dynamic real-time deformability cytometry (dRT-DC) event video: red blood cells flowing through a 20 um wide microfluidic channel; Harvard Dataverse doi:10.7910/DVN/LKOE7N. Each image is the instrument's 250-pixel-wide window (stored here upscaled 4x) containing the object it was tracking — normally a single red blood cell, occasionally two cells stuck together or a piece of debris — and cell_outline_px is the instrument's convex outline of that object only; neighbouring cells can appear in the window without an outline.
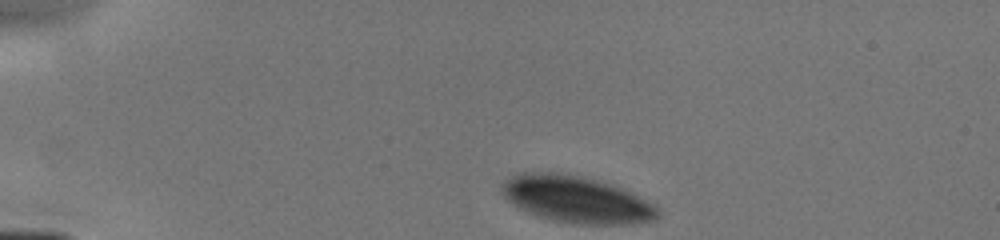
{"species": "human", "species_latin": "Homo sapiens", "temperature_condition": "cold", "stored_images_in_passage": 13, "camera_frame_rate_fps": 3000, "um_per_image_px": 0.085, "donor": {"sex": "male"}, "frame": {"image": 1, "passage_image": 1, "time_ms": 0.0, "image_size_px": [1000, 240], "cell_outline_px": [[660, 216], [656, 220], [624, 224], [572, 224], [552, 220], [536, 216], [512, 204], [500, 192], [500, 184], [512, 176], [520, 172], [560, 172], [580, 176], [612, 184], [656, 204], [660, 208]], "centroid_in_image_um": [48.99, 16.95], "position_along_channel_um": 36.0, "area_um2": 42.89}}
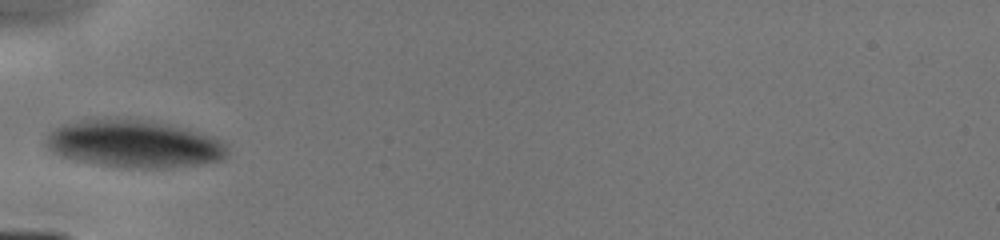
{"frame": {"image": 2, "passage_image": 8, "time_ms": 2.333, "image_size_px": [1000, 240], "cell_outline_px": [[228, 156], [220, 160], [196, 164], [168, 168], [140, 168], [100, 164], [76, 160], [64, 156], [56, 152], [48, 144], [48, 136], [60, 124], [92, 116], [140, 120], [184, 128], [216, 136], [224, 140], [228, 148]], "centroid_in_image_um": [11.46, 12.2], "position_along_channel_um": 73.5, "area_um2": 50.0}}
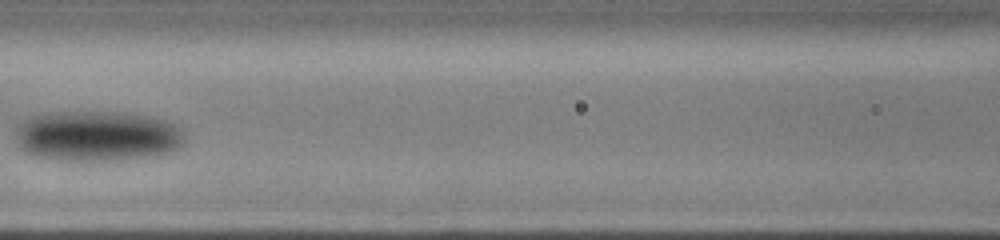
{"frame": {"image": 3, "passage_image": 11, "time_ms": 4.333, "image_size_px": [1000, 240], "cell_outline_px": [[184, 140], [176, 148], [168, 152], [144, 156], [116, 160], [52, 160], [32, 156], [24, 152], [16, 144], [16, 124], [28, 116], [40, 112], [136, 112], [168, 120], [176, 124], [184, 132]], "centroid_in_image_um": [8.18, 11.53], "position_along_channel_um": 158.4, "area_um2": 50.69}}